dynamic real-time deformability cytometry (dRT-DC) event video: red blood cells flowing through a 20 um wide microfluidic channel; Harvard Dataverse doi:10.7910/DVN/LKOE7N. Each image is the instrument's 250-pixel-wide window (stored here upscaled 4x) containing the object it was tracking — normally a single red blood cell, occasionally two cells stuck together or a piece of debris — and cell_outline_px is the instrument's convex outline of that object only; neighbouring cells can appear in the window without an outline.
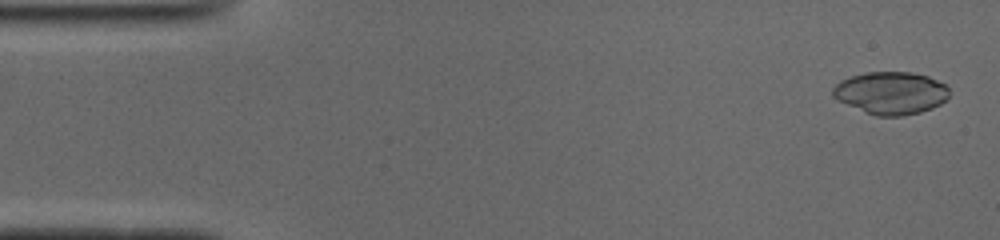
{"species": "common noctule bat (a hibernating species)", "species_latin": "Nyctalus noctula", "temperature_condition": "cold", "stored_images_in_passage": 50, "camera_frame_rate_fps": 3000, "um_per_image_px": 0.085, "animal": {"sex": "male", "body_mass_g": 19.0, "forearm_length_mm": 50.8}, "frame": {"image": 1, "passage_image": 2, "time_ms": 0.333, "image_size_px": [1000, 240], "cell_outline_px": [[948, 96], [940, 104], [932, 108], [920, 112], [904, 116], [876, 116], [864, 112], [832, 96], [832, 88], [840, 80], [864, 72], [912, 72], [928, 76], [944, 84], [948, 88]], "centroid_in_image_um": [75.71, 7.9], "position_along_channel_um": 9.3, "area_um2": 28.73}}